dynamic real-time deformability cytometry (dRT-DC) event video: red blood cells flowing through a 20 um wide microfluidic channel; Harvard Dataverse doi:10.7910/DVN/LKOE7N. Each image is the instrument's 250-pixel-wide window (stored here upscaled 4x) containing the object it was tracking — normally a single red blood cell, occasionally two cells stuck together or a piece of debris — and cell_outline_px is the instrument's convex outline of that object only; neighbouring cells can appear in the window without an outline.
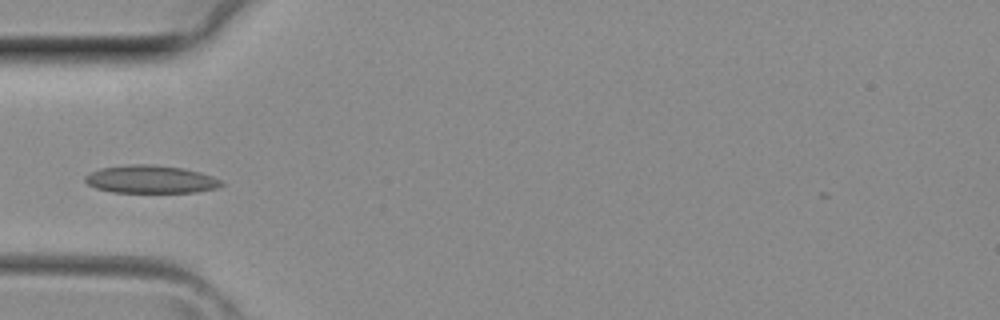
{"species": "common noctule bat (a hibernating species)", "species_latin": "Nyctalus noctula", "temperature_condition": "room temperature", "stored_images_in_passage": 27, "camera_frame_rate_fps": 3000, "um_per_image_px": 0.085, "animal": {"sex": "female", "body_mass_g": 29.2, "forearm_length_mm": 56.3}, "frame": {"image": 1, "passage_image": 1, "time_ms": 0.0, "image_size_px": [1000, 320], "cell_outline_px": [[224, 184], [216, 188], [196, 192], [112, 192], [96, 188], [88, 184], [84, 180], [84, 176], [100, 168], [132, 164], [152, 164], [184, 168], [200, 172], [212, 176], [220, 180]], "centroid_in_image_um": [12.81, 15.24], "position_along_channel_um": 72.2, "area_um2": 22.08}}
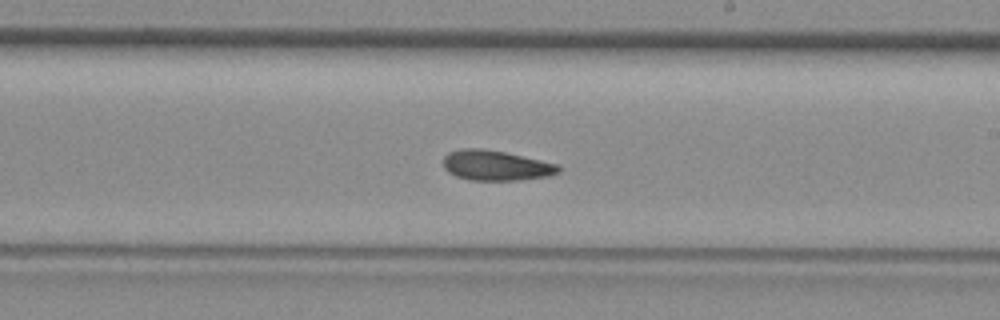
{"frame": {"image": 2, "passage_image": 11, "time_ms": 3.333, "image_size_px": [1000, 320], "cell_outline_px": [[560, 172], [548, 176], [520, 180], [468, 180], [456, 176], [448, 172], [444, 168], [444, 156], [448, 152], [460, 148], [484, 148], [504, 152], [560, 164]], "centroid_in_image_um": [42.15, 14.06], "position_along_channel_um": 246.9, "area_um2": 20.4}}
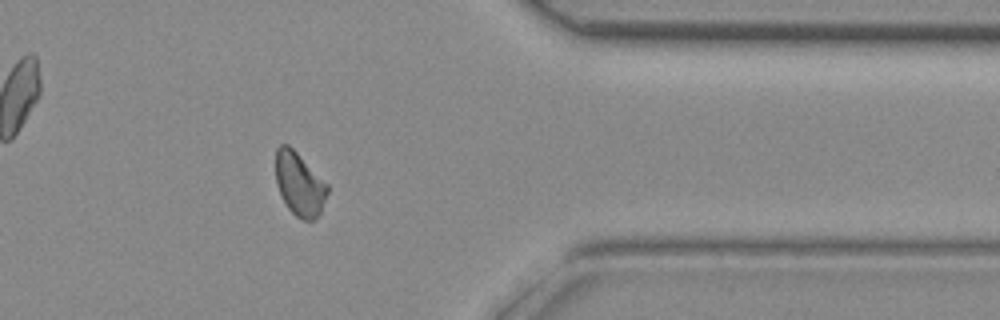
{"frame": {"image": 3, "passage_image": 20, "time_ms": 6.333, "image_size_px": [1000, 320], "cell_outline_px": [[328, 192], [320, 212], [312, 220], [304, 220], [296, 216], [288, 208], [280, 192], [276, 180], [276, 148], [280, 144], [288, 144], [328, 184]], "centroid_in_image_um": [25.45, 15.63], "position_along_channel_um": 386.0, "area_um2": 18.73}}